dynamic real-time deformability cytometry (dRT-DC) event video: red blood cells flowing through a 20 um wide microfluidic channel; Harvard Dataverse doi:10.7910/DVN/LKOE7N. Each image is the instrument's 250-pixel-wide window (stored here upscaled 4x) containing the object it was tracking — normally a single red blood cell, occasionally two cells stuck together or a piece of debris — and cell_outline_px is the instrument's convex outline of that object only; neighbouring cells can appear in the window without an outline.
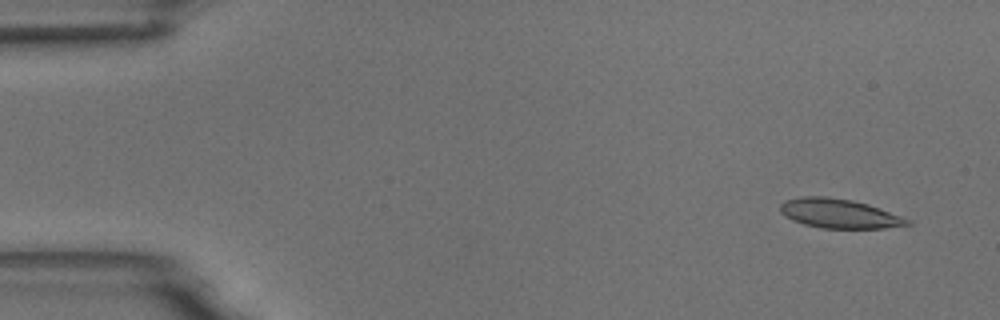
{"species": "common noctule bat (a hibernating species)", "species_latin": "Nyctalus noctula", "temperature_condition": "room temperature", "stored_images_in_passage": 11, "camera_frame_rate_fps": 3000, "um_per_image_px": 0.085, "animal": {"sex": "male", "body_mass_g": 18.8}, "frame": {"image": 1, "passage_image": 2, "time_ms": 1.0, "image_size_px": [1000, 320], "cell_outline_px": [[912, 224], [884, 228], [820, 228], [804, 224], [792, 220], [780, 212], [780, 204], [784, 200], [800, 196], [824, 196], [852, 200], [868, 204], [912, 220]], "centroid_in_image_um": [71.31, 18.14], "position_along_channel_um": 13.7, "area_um2": 21.73}}
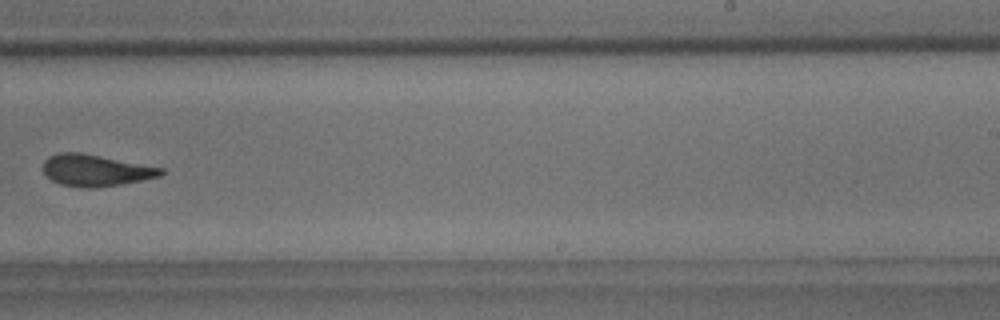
{"frame": {"image": 2, "passage_image": 10, "time_ms": 11.333, "image_size_px": [1000, 320], "cell_outline_px": [[164, 172], [160, 176], [120, 184], [96, 188], [80, 188], [60, 184], [52, 180], [44, 172], [44, 160], [48, 156], [60, 152], [80, 152], [164, 168]], "centroid_in_image_um": [8.11, 14.48], "position_along_channel_um": 280.9, "area_um2": 21.62}}
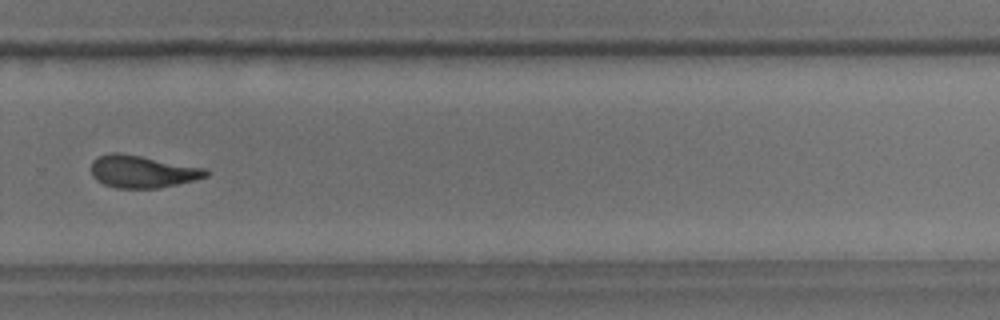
{"frame": {"image": 3, "passage_image": 11, "time_ms": 12.333, "image_size_px": [1000, 320], "cell_outline_px": [[212, 172], [208, 176], [196, 180], [156, 188], [116, 188], [104, 184], [96, 180], [92, 176], [92, 160], [100, 156], [112, 152], [116, 152], [140, 156], [208, 168]], "centroid_in_image_um": [12.15, 14.58], "position_along_channel_um": 317.7, "area_um2": 21.68}}